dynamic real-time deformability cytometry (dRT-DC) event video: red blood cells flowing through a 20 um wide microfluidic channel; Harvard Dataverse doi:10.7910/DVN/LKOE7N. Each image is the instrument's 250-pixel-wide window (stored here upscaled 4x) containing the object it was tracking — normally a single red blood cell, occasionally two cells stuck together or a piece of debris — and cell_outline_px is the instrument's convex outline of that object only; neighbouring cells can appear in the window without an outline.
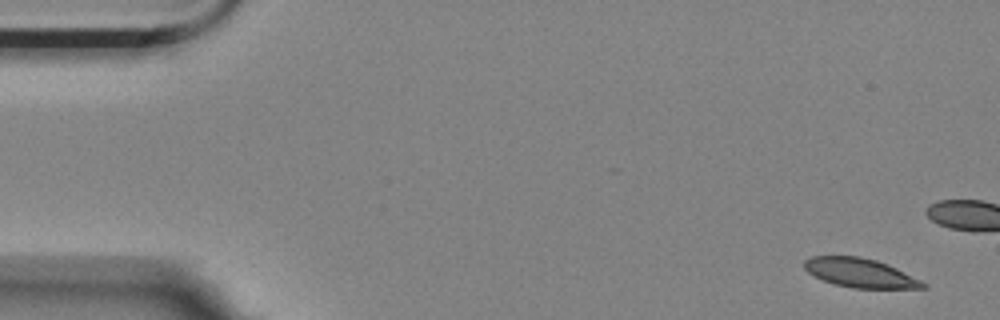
{"species": "Egyptian fruit bat (a non-hibernating species)", "species_latin": "Rousettus aegyptiacus", "temperature_condition": "room temperature", "stored_images_in_passage": 6, "camera_frame_rate_fps": 3000, "um_per_image_px": 0.085, "animal": {"sex": "female"}, "frame": {"image": 1, "passage_image": 1, "time_ms": 0.0, "image_size_px": [1000, 320], "cell_outline_px": [[928, 288], [852, 288], [836, 284], [812, 276], [804, 268], [804, 260], [812, 256], [860, 256], [876, 260], [888, 264], [928, 284]], "centroid_in_image_um": [73.1, 23.19], "position_along_channel_um": 11.9, "area_um2": 20.06}}